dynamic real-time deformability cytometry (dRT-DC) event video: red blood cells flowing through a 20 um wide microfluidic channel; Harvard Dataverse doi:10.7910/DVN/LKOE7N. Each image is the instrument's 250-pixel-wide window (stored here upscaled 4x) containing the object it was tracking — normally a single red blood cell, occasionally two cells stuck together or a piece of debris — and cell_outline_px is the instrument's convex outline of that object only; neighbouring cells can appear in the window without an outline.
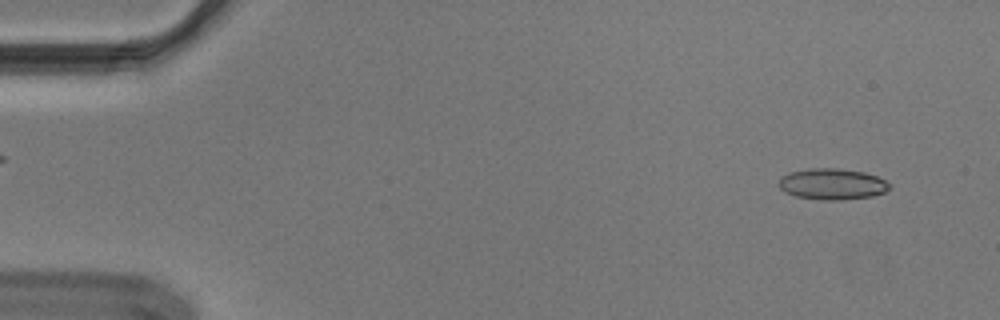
{"species": "Egyptian fruit bat (a non-hibernating species)", "species_latin": "Rousettus aegyptiacus", "temperature_condition": "cold", "stored_images_in_passage": 53, "camera_frame_rate_fps": 3000, "um_per_image_px": 0.085, "animal": {"sex": "male"}, "frame": {"image": 1, "passage_image": 3, "time_ms": 0.667, "image_size_px": [1000, 320], "cell_outline_px": [[892, 188], [884, 192], [872, 196], [840, 200], [824, 200], [796, 196], [784, 192], [780, 188], [780, 176], [792, 172], [812, 168], [836, 168], [864, 172], [876, 176], [892, 184]], "centroid_in_image_um": [70.77, 15.65], "position_along_channel_um": 14.2, "area_um2": 20.0}}
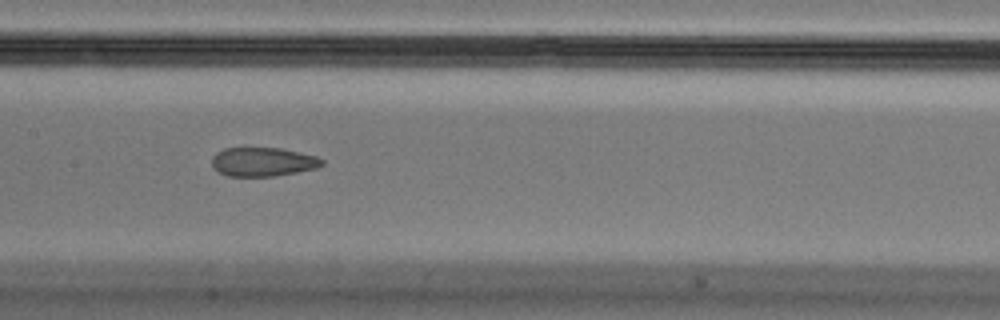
{"frame": {"image": 2, "passage_image": 26, "time_ms": 8.333, "image_size_px": [1000, 320], "cell_outline_px": [[324, 164], [316, 168], [276, 176], [228, 176], [212, 168], [212, 156], [216, 152], [224, 148], [280, 148], [316, 156], [324, 160]], "centroid_in_image_um": [22.32, 13.76], "position_along_channel_um": 185.1, "area_um2": 18.55}}
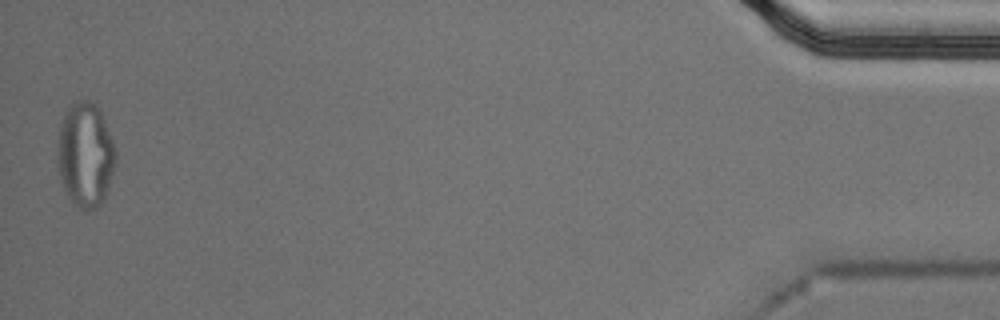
{"frame": {"image": 3, "passage_image": 53, "time_ms": 17.333, "image_size_px": [1000, 320], "cell_outline_px": [[116, 164], [104, 200], [96, 208], [84, 212], [72, 204], [64, 188], [60, 176], [60, 128], [68, 104], [76, 100], [88, 100], [96, 104], [104, 120], [116, 148]], "centroid_in_image_um": [7.3, 13.18], "position_along_channel_um": 427.9, "area_um2": 35.14}, "authors_computed_cell_mechanics": {"area_um2": 20.0566, "velocity_mm_per_s": 3.671, "shape_relaxation_time_tau1_ms": null, "shape_relaxation_time_tau2_ms": 2.5336, "deformation_change_tau1": null, "deformation_change_tau2": 0.0905}}